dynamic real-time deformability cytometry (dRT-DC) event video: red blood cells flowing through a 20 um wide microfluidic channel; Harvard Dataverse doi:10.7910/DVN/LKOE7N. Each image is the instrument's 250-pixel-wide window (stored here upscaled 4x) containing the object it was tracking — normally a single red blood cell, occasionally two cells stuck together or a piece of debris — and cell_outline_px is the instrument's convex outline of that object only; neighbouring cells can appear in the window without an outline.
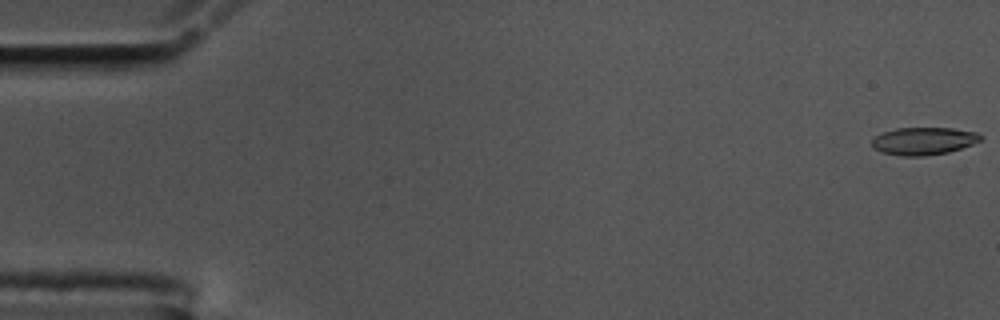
{"species": "common noctule bat (a hibernating species)", "species_latin": "Nyctalus noctula", "temperature_condition": "cold", "stored_images_in_passage": 57, "camera_frame_rate_fps": 3000, "um_per_image_px": 0.085, "animal": {"sex": "male", "body_mass_g": 17.5, "forearm_length_mm": 52.3}, "frame": {"image": 1, "passage_image": 1, "time_ms": 0.0, "image_size_px": [1000, 320], "cell_outline_px": [[984, 136], [980, 140], [972, 144], [948, 152], [924, 156], [900, 156], [880, 152], [872, 148], [872, 140], [876, 136], [884, 132], [896, 128], [952, 128], [976, 132]], "centroid_in_image_um": [78.49, 11.99], "position_along_channel_um": 6.5, "area_um2": 17.46}}
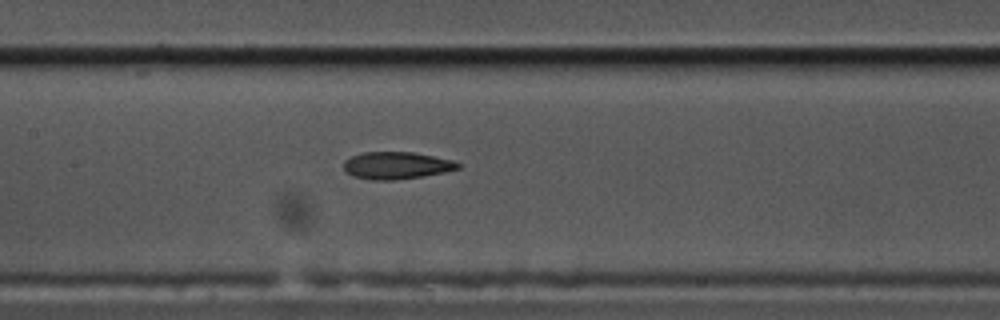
{"frame": {"image": 2, "passage_image": 27, "time_ms": 8.667, "image_size_px": [1000, 320], "cell_outline_px": [[460, 168], [444, 172], [424, 176], [396, 180], [368, 180], [352, 176], [344, 168], [344, 160], [352, 156], [364, 152], [412, 152], [452, 160], [460, 164]], "centroid_in_image_um": [33.68, 14.07], "position_along_channel_um": 173.7, "area_um2": 18.09}}
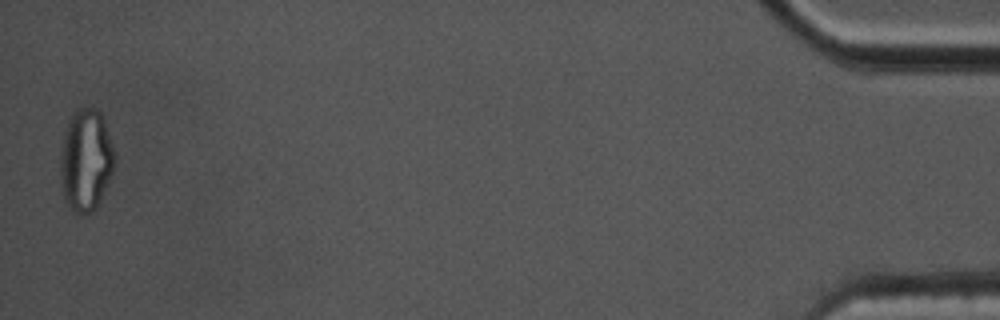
{"frame": {"image": 3, "passage_image": 56, "time_ms": 18.333, "image_size_px": [1000, 320], "cell_outline_px": [[116, 160], [112, 172], [92, 212], [76, 212], [68, 208], [64, 200], [60, 176], [60, 156], [64, 132], [72, 112], [80, 108], [96, 108], [100, 112], [116, 156]], "centroid_in_image_um": [7.26, 13.58], "position_along_channel_um": 427.9, "area_um2": 31.79}, "authors_computed_cell_mechanics": {"area_um2": 18.3226, "velocity_mm_per_s": 3.595, "shape_relaxation_time_tau1_ms": null, "shape_relaxation_time_tau2_ms": 4.0833, "deformation_change_tau1": null, "deformation_change_tau2": 0.1177}}